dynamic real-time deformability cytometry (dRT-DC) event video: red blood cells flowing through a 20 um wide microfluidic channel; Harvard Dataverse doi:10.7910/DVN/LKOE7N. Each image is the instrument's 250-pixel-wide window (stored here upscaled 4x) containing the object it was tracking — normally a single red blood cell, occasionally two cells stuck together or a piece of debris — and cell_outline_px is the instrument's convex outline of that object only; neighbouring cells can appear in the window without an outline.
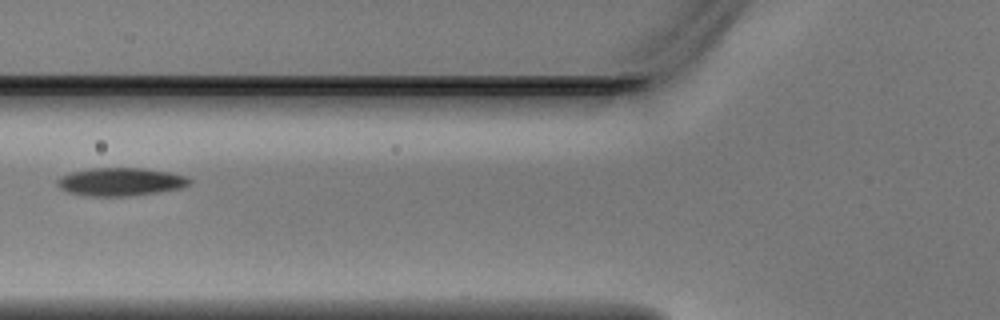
{"species": "Egyptian fruit bat (a non-hibernating species)", "species_latin": "Rousettus aegyptiacus", "temperature_condition": "warm", "stored_images_in_passage": 3, "camera_frame_rate_fps": 3000, "um_per_image_px": 0.085, "animal": {"sex": "male"}, "frame": {"image": 1, "passage_image": 3, "time_ms": 0.667, "image_size_px": [1000, 320], "cell_outline_px": [[192, 180], [188, 184], [180, 188], [156, 192], [128, 196], [92, 196], [68, 192], [60, 188], [56, 184], [56, 180], [60, 176], [72, 172], [92, 168], [144, 168], [168, 172], [184, 176]], "centroid_in_image_um": [10.2, 15.45], "position_along_channel_um": 115.6, "area_um2": 21.39}}